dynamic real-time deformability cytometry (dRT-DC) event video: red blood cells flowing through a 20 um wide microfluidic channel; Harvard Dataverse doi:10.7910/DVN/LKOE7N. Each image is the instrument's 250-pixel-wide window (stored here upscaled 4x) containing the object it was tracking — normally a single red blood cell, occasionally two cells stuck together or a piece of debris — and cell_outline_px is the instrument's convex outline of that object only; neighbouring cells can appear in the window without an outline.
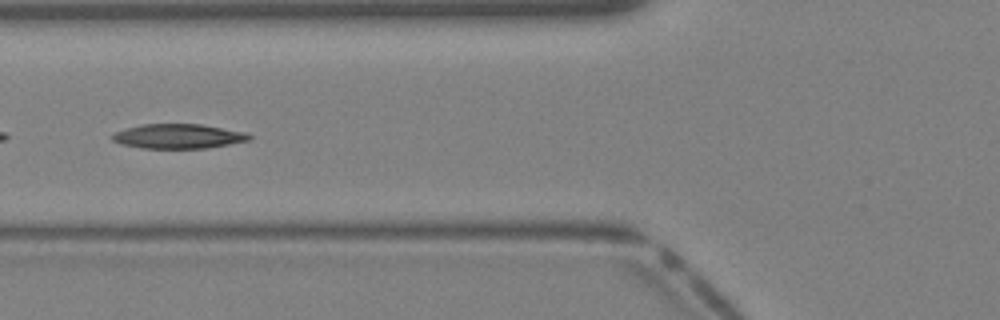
{"species": "Egyptian fruit bat (a non-hibernating species)", "species_latin": "Rousettus aegyptiacus", "temperature_condition": "warm", "stored_images_in_passage": 31, "camera_frame_rate_fps": 3000, "um_per_image_px": 0.085, "animal": {"sex": "female"}, "frame": {"image": 1, "passage_image": 7, "time_ms": 2.0, "image_size_px": [1000, 320], "cell_outline_px": [[252, 136], [248, 140], [208, 148], [140, 148], [120, 144], [112, 140], [112, 136], [116, 132], [140, 124], [200, 124], [248, 132]], "centroid_in_image_um": [15.16, 11.58], "position_along_channel_um": 110.6, "area_um2": 19.54}}
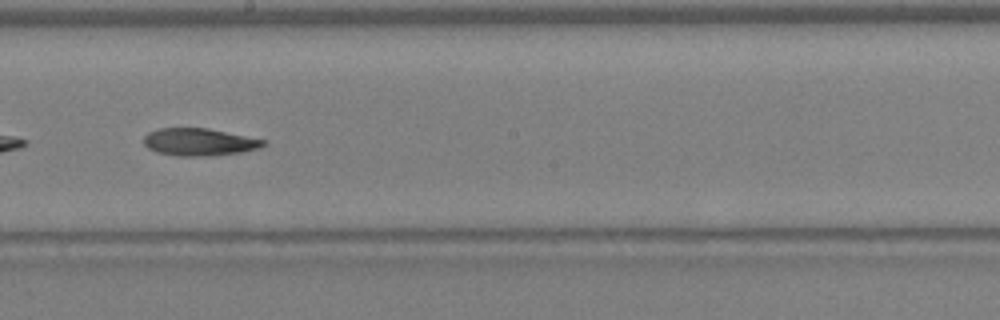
{"frame": {"image": 2, "passage_image": 14, "time_ms": 4.333, "image_size_px": [1000, 320], "cell_outline_px": [[264, 144], [260, 148], [240, 152], [212, 156], [176, 156], [156, 152], [148, 148], [144, 144], [144, 136], [148, 132], [160, 128], [208, 128], [264, 140]], "centroid_in_image_um": [16.88, 12.08], "position_along_channel_um": 231.3, "area_um2": 19.02}}
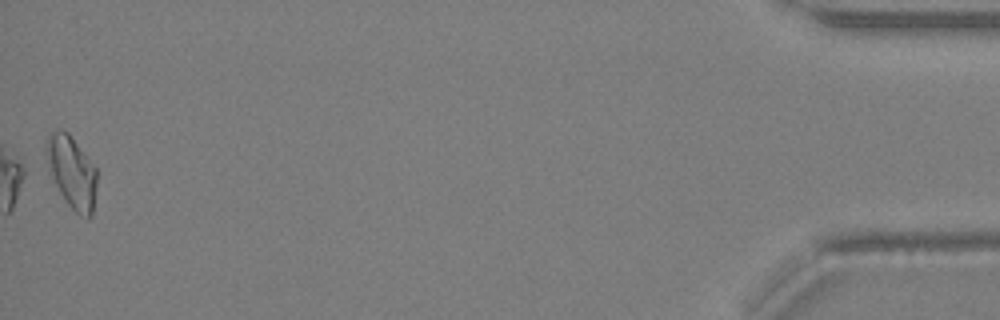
{"frame": {"image": 3, "passage_image": 31, "time_ms": 10.0, "image_size_px": [1000, 320], "cell_outline_px": [[96, 188], [92, 216], [88, 220], [80, 216], [64, 200], [52, 176], [48, 156], [48, 136], [52, 132], [60, 128], [68, 132], [96, 168]], "centroid_in_image_um": [6.16, 14.67], "position_along_channel_um": 429.0, "area_um2": 20.63}}